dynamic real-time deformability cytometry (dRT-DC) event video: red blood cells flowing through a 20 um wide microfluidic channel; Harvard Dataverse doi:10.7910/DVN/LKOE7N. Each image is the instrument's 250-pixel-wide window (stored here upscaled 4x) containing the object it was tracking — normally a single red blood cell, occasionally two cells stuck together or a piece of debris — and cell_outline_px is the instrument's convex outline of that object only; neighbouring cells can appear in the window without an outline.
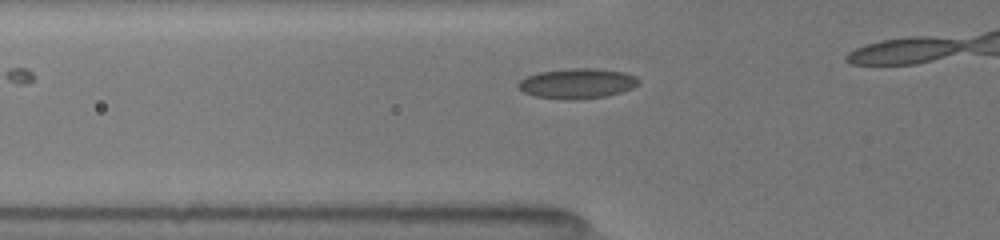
{"species": "common noctule bat (a hibernating species)", "species_latin": "Nyctalus noctula", "temperature_condition": "room temperature", "stored_images_in_passage": 7, "camera_frame_rate_fps": 3000, "um_per_image_px": 0.085, "animal": {"sex": "female", "body_mass_g": 19.5, "forearm_length_mm": 54.1}, "frame": {"image": 1, "passage_image": 2, "time_ms": 0.333, "image_size_px": [1000, 240], "cell_outline_px": [[640, 84], [632, 88], [620, 92], [604, 96], [572, 100], [564, 100], [536, 96], [524, 92], [516, 84], [520, 80], [528, 76], [540, 72], [568, 68], [596, 68], [624, 72], [636, 76], [640, 80]], "centroid_in_image_um": [49.09, 7.09], "position_along_channel_um": 76.7, "area_um2": 21.1}}
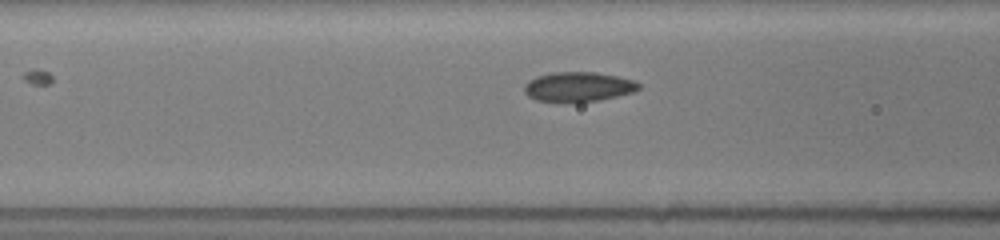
{"frame": {"image": 2, "passage_image": 5, "time_ms": 1.333, "image_size_px": [1000, 240], "cell_outline_px": [[640, 88], [632, 92], [616, 96], [596, 100], [556, 104], [536, 100], [528, 96], [524, 92], [524, 84], [528, 80], [536, 76], [552, 72], [596, 72], [616, 76], [632, 80], [640, 84]], "centroid_in_image_um": [49.06, 7.39], "position_along_channel_um": 117.5, "area_um2": 20.06}}